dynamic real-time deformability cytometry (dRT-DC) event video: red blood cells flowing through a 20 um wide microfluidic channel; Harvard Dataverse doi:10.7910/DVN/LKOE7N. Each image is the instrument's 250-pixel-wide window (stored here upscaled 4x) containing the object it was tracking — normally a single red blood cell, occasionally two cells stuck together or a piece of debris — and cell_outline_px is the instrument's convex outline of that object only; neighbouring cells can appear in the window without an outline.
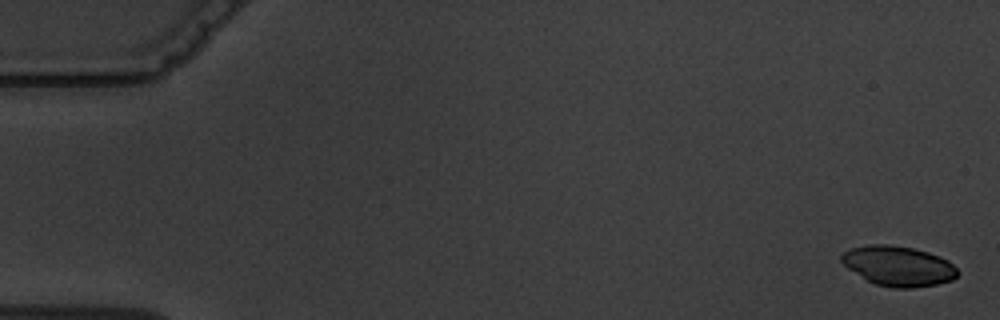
{"species": "common noctule bat (a hibernating species)", "species_latin": "Nyctalus noctula", "temperature_condition": "warm", "stored_images_in_passage": 4, "camera_frame_rate_fps": 3000, "um_per_image_px": 0.085, "animal": {"sex": "male", "body_mass_g": 19.5, "forearm_length_mm": 54.6}, "frame": {"image": 1, "passage_image": 1, "time_ms": 0.0, "image_size_px": [1000, 320], "cell_outline_px": [[960, 272], [952, 280], [936, 284], [912, 288], [892, 288], [876, 284], [868, 280], [848, 268], [840, 260], [840, 256], [844, 252], [852, 248], [868, 244], [888, 244], [912, 248], [928, 252], [948, 260]], "centroid_in_image_um": [76.36, 22.61], "position_along_channel_um": 8.6, "area_um2": 26.88}}
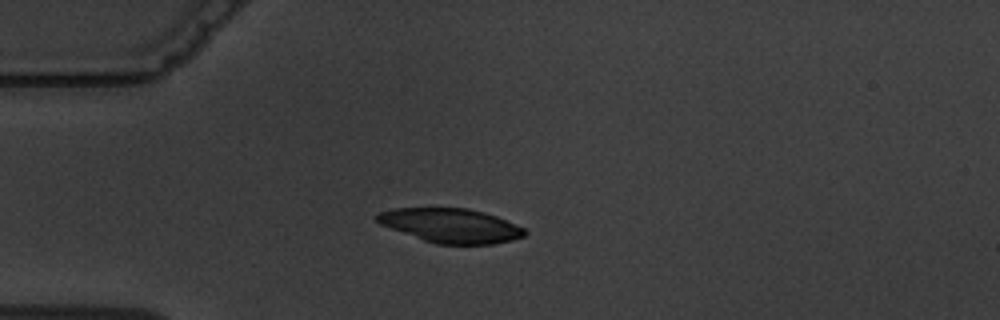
{"frame": {"image": 2, "passage_image": 4, "time_ms": 4.667, "image_size_px": [1000, 320], "cell_outline_px": [[528, 232], [524, 236], [512, 240], [492, 244], [436, 244], [424, 240], [380, 224], [376, 220], [376, 216], [380, 212], [392, 208], [468, 208], [484, 212], [496, 216], [516, 224], [524, 228]], "centroid_in_image_um": [38.34, 19.17], "position_along_channel_um": 46.7, "area_um2": 29.3}}